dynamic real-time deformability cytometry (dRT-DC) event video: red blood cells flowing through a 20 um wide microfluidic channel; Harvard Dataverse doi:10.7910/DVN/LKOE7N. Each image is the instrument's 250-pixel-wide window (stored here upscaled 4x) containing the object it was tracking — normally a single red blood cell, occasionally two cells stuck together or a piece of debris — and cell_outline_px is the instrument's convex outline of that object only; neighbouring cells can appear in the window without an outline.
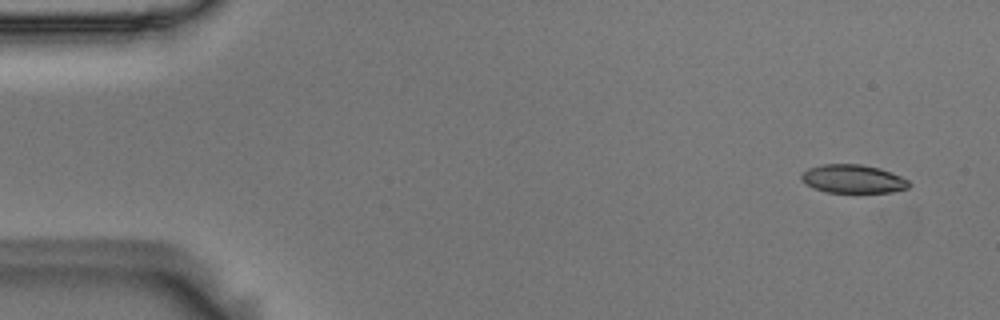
{"species": "Egyptian fruit bat (a non-hibernating species)", "species_latin": "Rousettus aegyptiacus", "temperature_condition": "room temperature", "stored_images_in_passage": 4, "camera_frame_rate_fps": 3000, "um_per_image_px": 0.085, "animal": {"sex": "male"}, "frame": {"image": 1, "passage_image": 1, "time_ms": 0.0, "image_size_px": [1000, 320], "cell_outline_px": [[912, 184], [908, 188], [892, 192], [824, 192], [808, 184], [800, 176], [808, 168], [824, 164], [860, 164], [880, 168], [892, 172], [908, 180]], "centroid_in_image_um": [72.56, 15.2], "position_along_channel_um": 12.4, "area_um2": 17.69}}
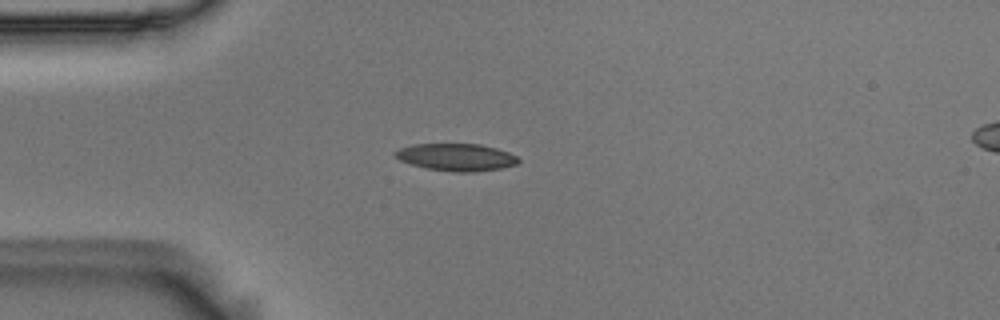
{"frame": {"image": 2, "passage_image": 4, "time_ms": 1.0, "image_size_px": [1000, 320], "cell_outline_px": [[520, 160], [516, 164], [500, 168], [472, 172], [456, 172], [428, 168], [412, 164], [400, 160], [392, 152], [400, 148], [412, 144], [480, 144], [496, 148], [508, 152], [516, 156]], "centroid_in_image_um": [38.78, 13.35], "position_along_channel_um": 46.2, "area_um2": 19.36}}